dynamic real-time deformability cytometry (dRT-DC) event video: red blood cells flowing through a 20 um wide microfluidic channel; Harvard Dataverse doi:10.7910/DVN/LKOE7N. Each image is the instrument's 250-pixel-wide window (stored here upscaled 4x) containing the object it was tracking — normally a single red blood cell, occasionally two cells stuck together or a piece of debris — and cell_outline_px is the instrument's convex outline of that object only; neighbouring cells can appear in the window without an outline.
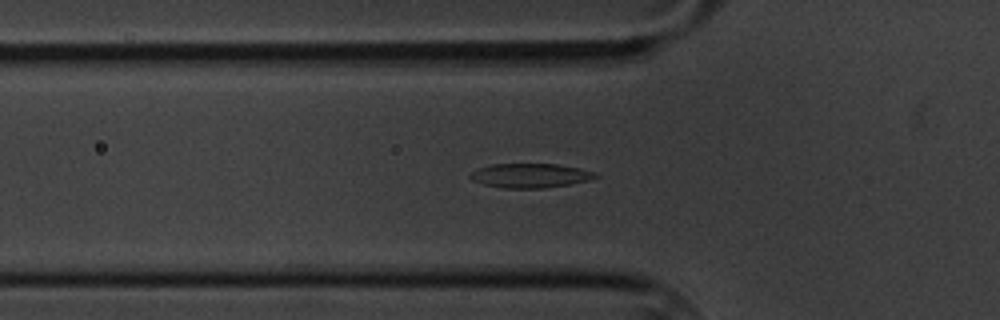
{"species": "common noctule bat (a hibernating species)", "species_latin": "Nyctalus noctula", "temperature_condition": "cold", "stored_images_in_passage": 44, "segment_of_instrument_passage": [1, 2], "camera_frame_rate_fps": 3000, "um_per_image_px": 0.085, "animal": {"sex": "male", "body_mass_g": 20.1, "forearm_length_mm": 53.5}, "frame": {"image": 1, "passage_image": 4, "time_ms": 1.0, "image_size_px": [1000, 320], "cell_outline_px": [[600, 176], [588, 180], [568, 184], [544, 188], [504, 188], [484, 184], [472, 180], [468, 176], [472, 172], [480, 168], [492, 164], [556, 164], [580, 168], [596, 172]], "centroid_in_image_um": [45.09, 14.92], "position_along_channel_um": 80.7, "area_um2": 17.57}}
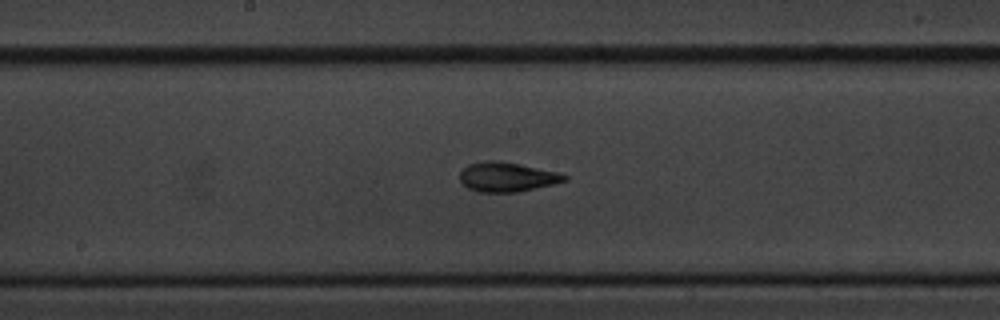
{"frame": {"image": 2, "passage_image": 15, "time_ms": 4.667, "image_size_px": [1000, 320], "cell_outline_px": [[568, 180], [520, 192], [476, 192], [468, 188], [460, 180], [460, 172], [468, 164], [488, 160], [496, 160], [520, 164], [556, 172], [568, 176]], "centroid_in_image_um": [43.07, 15.04], "position_along_channel_um": 205.1, "area_um2": 17.92}}
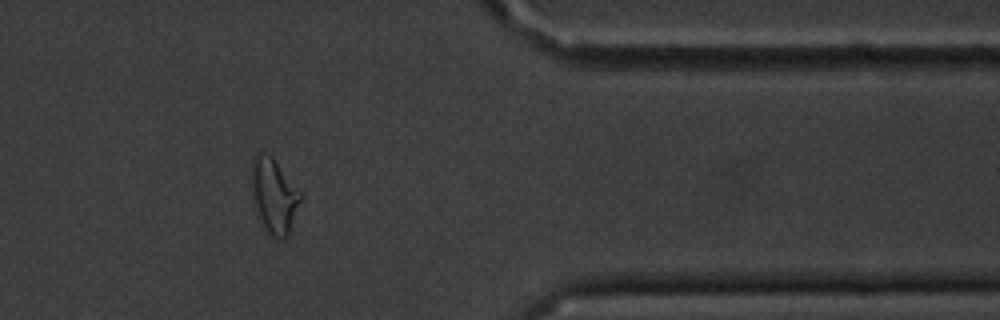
{"frame": {"image": 3, "passage_image": 33, "time_ms": 10.667, "image_size_px": [1000, 320], "cell_outline_px": [[300, 200], [288, 232], [284, 240], [280, 240], [268, 236], [264, 232], [256, 216], [252, 204], [252, 156], [260, 148], [268, 152], [272, 156], [300, 192]], "centroid_in_image_um": [23.2, 16.63], "position_along_channel_um": 388.2, "area_um2": 21.79}}